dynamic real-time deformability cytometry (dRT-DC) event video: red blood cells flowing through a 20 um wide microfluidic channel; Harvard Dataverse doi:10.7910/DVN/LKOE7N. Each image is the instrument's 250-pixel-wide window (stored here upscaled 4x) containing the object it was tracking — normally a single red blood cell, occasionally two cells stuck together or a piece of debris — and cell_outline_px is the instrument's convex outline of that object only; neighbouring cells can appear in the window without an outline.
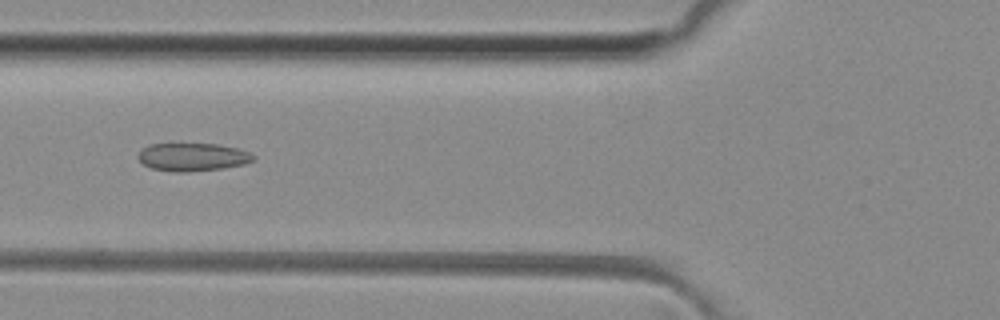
{"species": "common noctule bat (a hibernating species)", "species_latin": "Nyctalus noctula", "temperature_condition": "room temperature", "stored_images_in_passage": 46, "camera_frame_rate_fps": 3000, "um_per_image_px": 0.085, "animal": {"sex": "female", "body_mass_g": 29.2, "forearm_length_mm": 56.3}, "frame": {"image": 1, "passage_image": 14, "time_ms": 4.333, "image_size_px": [1000, 320], "cell_outline_px": [[256, 160], [244, 164], [224, 168], [188, 172], [172, 172], [152, 168], [144, 164], [136, 156], [148, 144], [216, 144], [236, 148], [252, 152], [256, 156]], "centroid_in_image_um": [16.42, 13.35], "position_along_channel_um": 109.4, "area_um2": 18.9}}
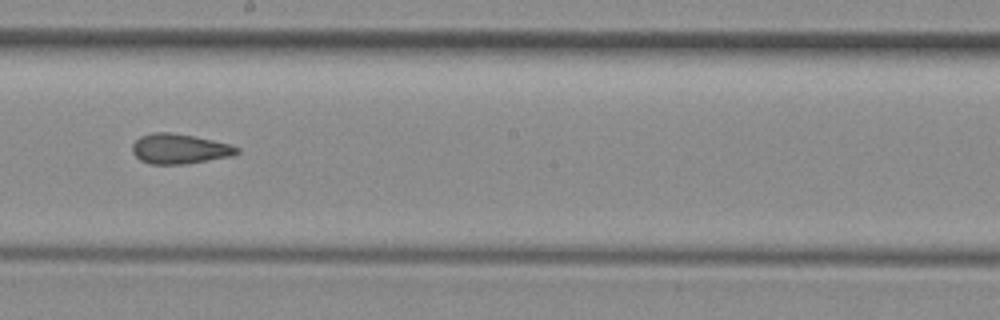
{"frame": {"image": 2, "passage_image": 23, "time_ms": 7.333, "image_size_px": [1000, 320], "cell_outline_px": [[240, 152], [232, 156], [184, 164], [148, 164], [140, 160], [132, 152], [132, 144], [140, 136], [156, 132], [168, 132], [192, 136], [212, 140], [228, 144], [240, 148]], "centroid_in_image_um": [15.24, 12.66], "position_along_channel_um": 233.0, "area_um2": 18.15}}
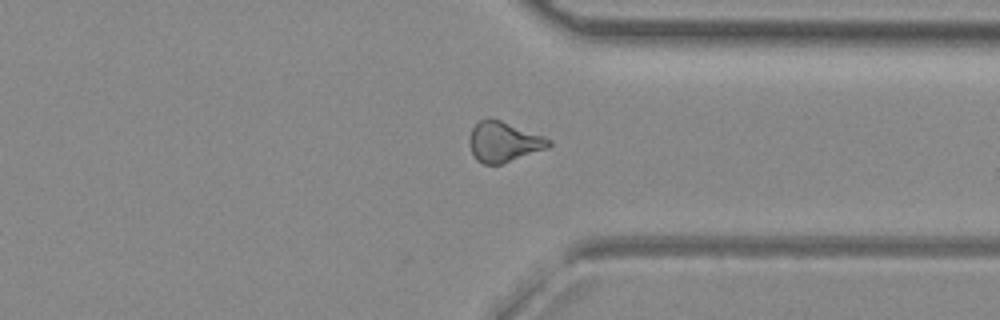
{"frame": {"image": 3, "passage_image": 33, "time_ms": 10.667, "image_size_px": [1000, 320], "cell_outline_px": [[552, 144], [548, 148], [500, 164], [484, 164], [476, 160], [468, 144], [468, 140], [472, 128], [480, 120], [488, 116], [500, 120], [544, 136], [552, 140]], "centroid_in_image_um": [42.8, 12.04], "position_along_channel_um": 368.6, "area_um2": 18.67}}